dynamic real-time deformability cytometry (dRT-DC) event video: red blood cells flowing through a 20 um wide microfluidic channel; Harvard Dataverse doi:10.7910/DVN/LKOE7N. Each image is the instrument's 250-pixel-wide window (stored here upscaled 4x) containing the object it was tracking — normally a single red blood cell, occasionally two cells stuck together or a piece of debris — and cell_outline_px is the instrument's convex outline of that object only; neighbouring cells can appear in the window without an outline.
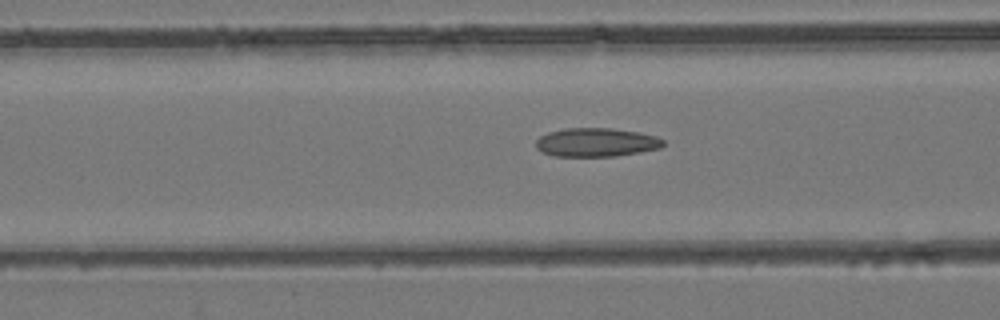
{"species": "common noctule bat (a hibernating species)", "species_latin": "Nyctalus noctula", "temperature_condition": "room temperature", "stored_images_in_passage": 44, "camera_frame_rate_fps": 3000, "um_per_image_px": 0.085, "animal": {"sex": "female", "body_mass_g": 24.6, "forearm_length_mm": 56.2}, "frame": {"image": 1, "passage_image": 12, "time_ms": 3.667, "image_size_px": [1000, 320], "cell_outline_px": [[664, 144], [660, 148], [640, 152], [616, 156], [552, 156], [540, 152], [536, 148], [536, 140], [540, 136], [548, 132], [564, 128], [612, 128], [640, 132], [656, 136], [664, 140]], "centroid_in_image_um": [50.66, 12.1], "position_along_channel_um": 115.9, "area_um2": 21.5}}
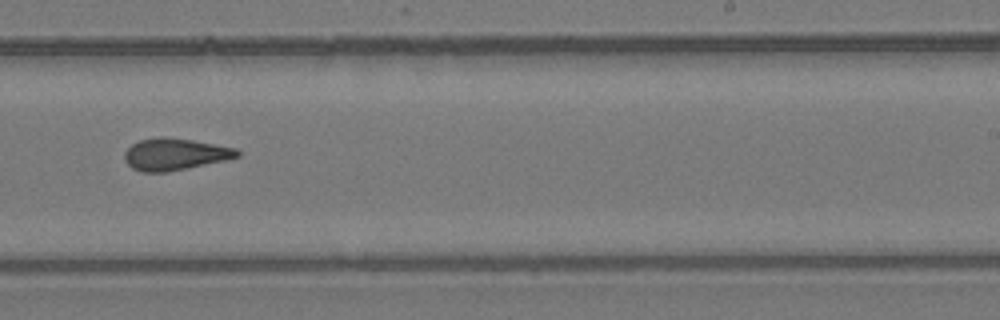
{"frame": {"image": 2, "passage_image": 24, "time_ms": 7.667, "image_size_px": [1000, 320], "cell_outline_px": [[240, 156], [224, 160], [168, 172], [140, 172], [132, 168], [124, 160], [124, 152], [132, 144], [140, 140], [160, 136], [164, 136], [192, 140], [236, 148], [240, 152]], "centroid_in_image_um": [14.83, 13.11], "position_along_channel_um": 274.2, "area_um2": 20.87}}
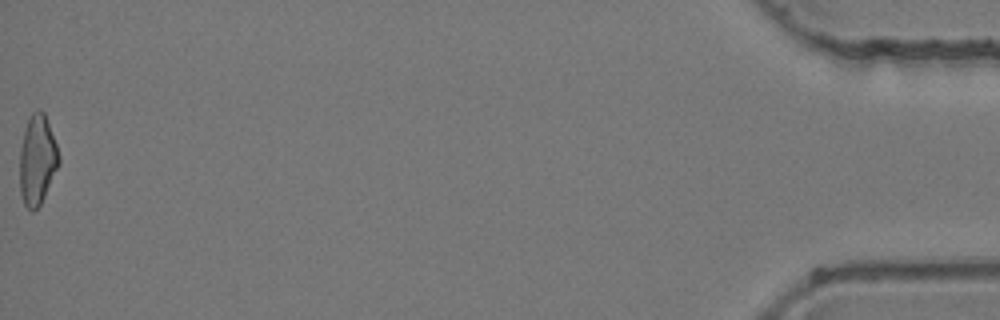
{"frame": {"image": 3, "passage_image": 44, "time_ms": 14.333, "image_size_px": [1000, 320], "cell_outline_px": [[60, 164], [40, 204], [32, 212], [24, 204], [20, 192], [20, 148], [24, 132], [28, 120], [32, 112], [36, 108], [40, 108], [44, 112], [56, 144], [60, 156]], "centroid_in_image_um": [3.17, 13.57], "position_along_channel_um": 432.0, "area_um2": 20.4}, "authors_computed_cell_mechanics": {"area_um2": 20.8658, "velocity_mm_per_s": 3.9596, "shape_relaxation_time_tau1_ms": null, "shape_relaxation_time_tau2_ms": 3.2296, "deformation_change_tau1": null, "deformation_change_tau2": 0.1061}}